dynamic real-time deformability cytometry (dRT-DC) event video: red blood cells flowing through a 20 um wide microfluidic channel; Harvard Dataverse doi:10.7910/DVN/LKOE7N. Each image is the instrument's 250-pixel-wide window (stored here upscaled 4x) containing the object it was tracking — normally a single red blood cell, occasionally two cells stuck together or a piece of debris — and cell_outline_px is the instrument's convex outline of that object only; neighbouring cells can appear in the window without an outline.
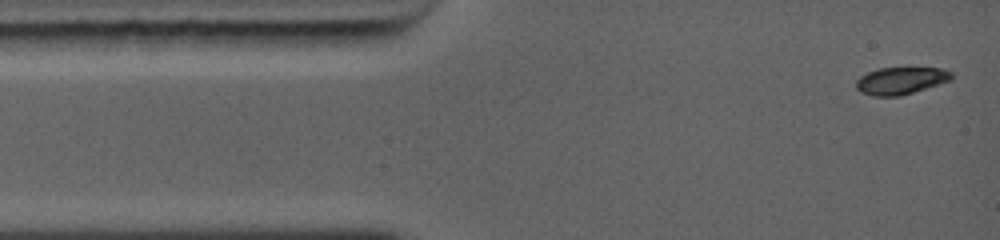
{"species": "common noctule bat (a hibernating species)", "species_latin": "Nyctalus noctula", "temperature_condition": "warm", "stored_images_in_passage": 13, "camera_frame_rate_fps": 5000, "um_per_image_px": 0.085, "animal": {"sex": "female", "body_mass_g": 19.0, "forearm_length_mm": 56.7}, "frame": {"image": 1, "passage_image": 1, "time_ms": 0.0, "image_size_px": [1000, 240], "cell_outline_px": [[952, 76], [948, 80], [912, 92], [896, 96], [876, 96], [860, 92], [856, 88], [856, 80], [860, 76], [868, 72], [880, 68], [940, 68], [952, 72]], "centroid_in_image_um": [76.5, 6.85], "position_along_channel_um": 8.5, "area_um2": 14.68}}
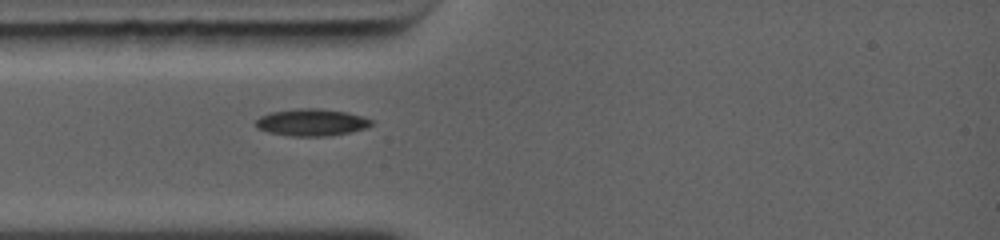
{"frame": {"image": 2, "passage_image": 10, "time_ms": 2.6, "image_size_px": [1000, 240], "cell_outline_px": [[372, 124], [364, 128], [348, 132], [328, 136], [292, 136], [268, 132], [256, 128], [256, 120], [260, 116], [272, 112], [296, 108], [320, 108], [344, 112], [364, 116], [372, 120]], "centroid_in_image_um": [26.46, 10.39], "position_along_channel_um": 58.5, "area_um2": 18.09}}
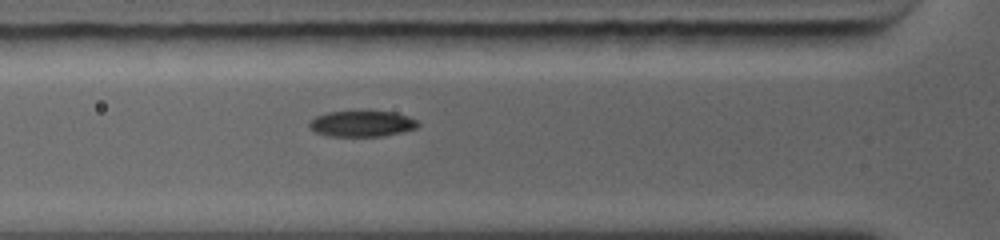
{"frame": {"image": 3, "passage_image": 13, "time_ms": 3.4, "image_size_px": [1000, 240], "cell_outline_px": [[420, 124], [416, 128], [400, 132], [380, 136], [332, 136], [316, 132], [308, 124], [316, 116], [328, 112], [396, 112], [416, 120]], "centroid_in_image_um": [30.78, 10.52], "position_along_channel_um": 95.0, "area_um2": 15.95}}